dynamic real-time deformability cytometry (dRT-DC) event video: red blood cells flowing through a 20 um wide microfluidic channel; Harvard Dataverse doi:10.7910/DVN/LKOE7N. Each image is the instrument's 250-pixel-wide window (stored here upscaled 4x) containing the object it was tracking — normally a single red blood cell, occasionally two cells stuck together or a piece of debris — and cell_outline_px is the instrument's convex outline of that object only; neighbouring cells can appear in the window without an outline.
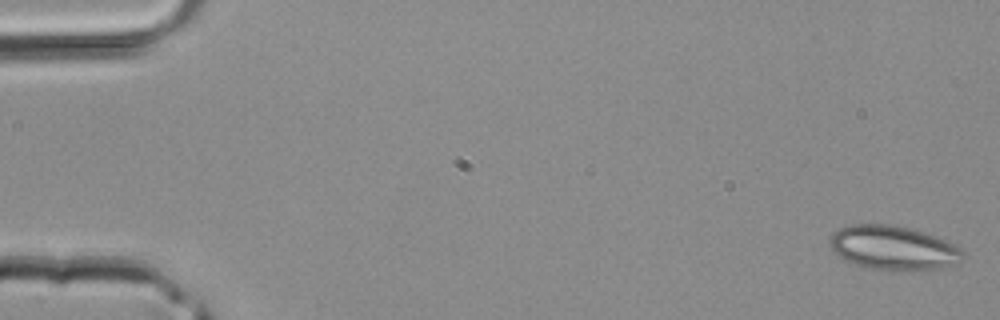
{"species": "common noctule bat (a hibernating species)", "species_latin": "Nyctalus noctula", "temperature_condition": "room temperature", "stored_images_in_passage": 42, "camera_frame_rate_fps": 3000, "um_per_image_px": 0.085, "animal": {"sex": "male", "body_mass_g": 20.4}, "frame": {"image": 1, "passage_image": 1, "time_ms": 0.0, "image_size_px": [1000, 320], "cell_outline_px": [[964, 256], [952, 264], [924, 272], [888, 272], [868, 268], [848, 260], [832, 252], [828, 244], [828, 240], [840, 228], [848, 224], [888, 224], [908, 228], [924, 232], [936, 236], [960, 248], [964, 252]], "centroid_in_image_um": [75.91, 21.1], "position_along_channel_um": 9.1, "area_um2": 34.62}}
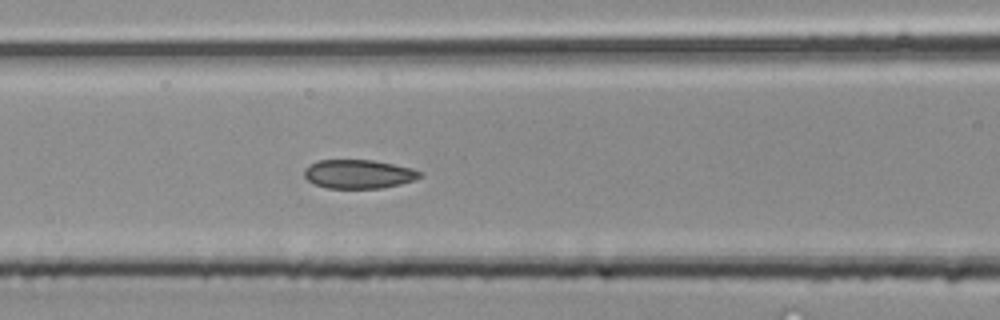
{"frame": {"image": 2, "passage_image": 18, "time_ms": 5.667, "image_size_px": [1000, 320], "cell_outline_px": [[424, 176], [400, 184], [380, 188], [328, 188], [316, 184], [308, 180], [304, 176], [304, 168], [308, 164], [320, 160], [372, 160], [412, 168], [424, 172]], "centroid_in_image_um": [30.49, 14.79], "position_along_channel_um": 136.1, "area_um2": 19.42}}
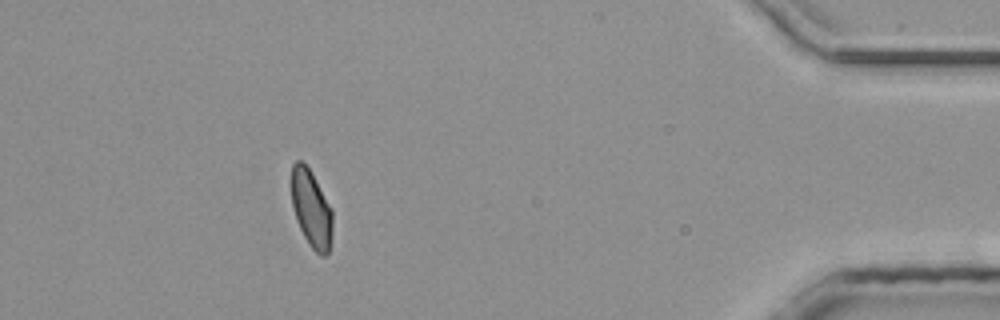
{"frame": {"image": 3, "passage_image": 38, "time_ms": 12.333, "image_size_px": [1000, 320], "cell_outline_px": [[332, 236], [328, 252], [324, 256], [320, 256], [308, 244], [296, 220], [292, 204], [292, 164], [296, 160], [300, 160], [312, 172], [332, 208]], "centroid_in_image_um": [26.47, 17.75], "position_along_channel_um": 408.7, "area_um2": 18.55}}